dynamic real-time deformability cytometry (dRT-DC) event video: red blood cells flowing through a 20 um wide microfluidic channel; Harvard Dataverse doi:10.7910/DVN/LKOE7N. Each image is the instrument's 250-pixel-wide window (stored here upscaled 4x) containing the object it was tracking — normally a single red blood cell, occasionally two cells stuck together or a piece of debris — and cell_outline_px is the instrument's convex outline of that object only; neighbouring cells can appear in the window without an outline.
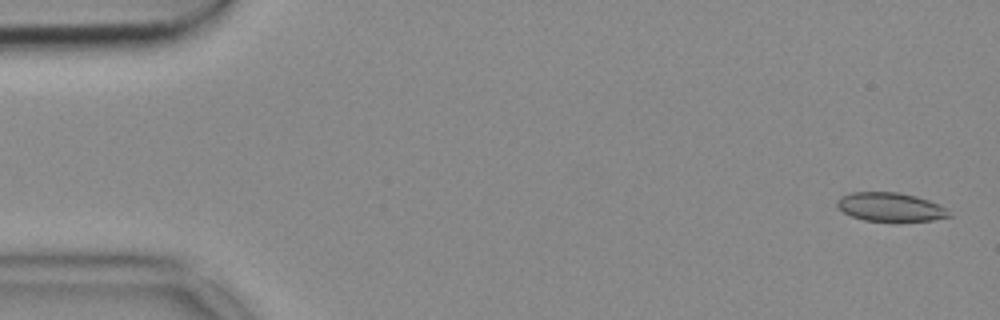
{"species": "common noctule bat (a hibernating species)", "species_latin": "Nyctalus noctula", "temperature_condition": "cold", "stored_images_in_passage": 15, "camera_frame_rate_fps": 3000, "um_per_image_px": 0.085, "animal": {"sex": "female", "body_mass_g": 18.4}, "frame": {"image": 1, "passage_image": 2, "time_ms": 0.333, "image_size_px": [1000, 320], "cell_outline_px": [[952, 216], [932, 220], [864, 220], [852, 216], [844, 212], [836, 204], [836, 200], [840, 196], [852, 192], [900, 192], [916, 196], [940, 204], [948, 208]], "centroid_in_image_um": [75.7, 17.57], "position_along_channel_um": 9.3, "area_um2": 18.61}}
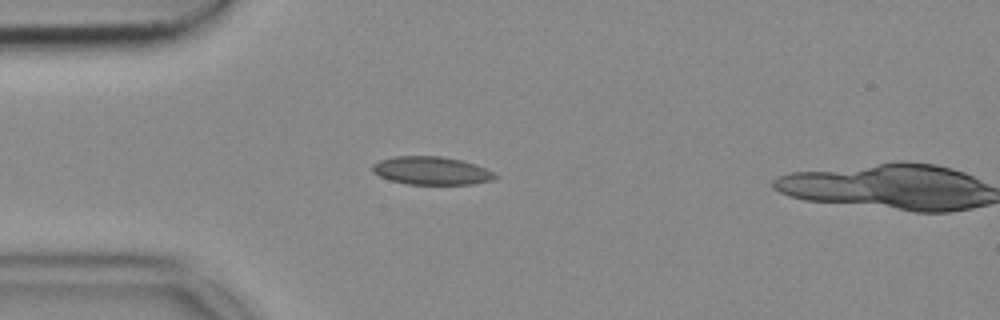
{"frame": {"image": 2, "passage_image": 14, "time_ms": 4.333, "image_size_px": [1000, 320], "cell_outline_px": [[500, 176], [492, 180], [472, 184], [408, 184], [388, 180], [372, 172], [372, 164], [380, 160], [396, 156], [444, 156], [476, 164]], "centroid_in_image_um": [36.66, 14.51], "position_along_channel_um": 48.3, "area_um2": 20.11}}